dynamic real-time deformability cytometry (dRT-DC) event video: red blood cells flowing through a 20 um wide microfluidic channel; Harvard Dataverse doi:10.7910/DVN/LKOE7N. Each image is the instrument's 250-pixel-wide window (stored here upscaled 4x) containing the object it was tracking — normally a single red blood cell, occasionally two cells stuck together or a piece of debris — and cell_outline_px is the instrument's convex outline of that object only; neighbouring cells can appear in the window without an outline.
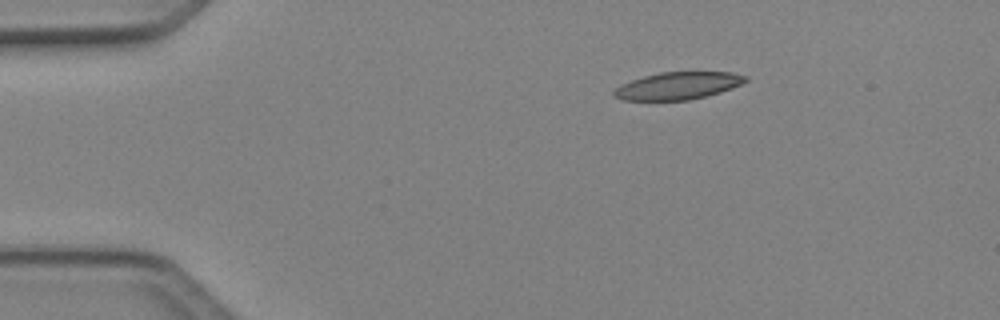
{"species": "Egyptian fruit bat (a non-hibernating species)", "species_latin": "Rousettus aegyptiacus", "temperature_condition": "cold", "stored_images_in_passage": 5, "camera_frame_rate_fps": 3000, "um_per_image_px": 0.085, "animal": {"sex": "female"}, "frame": {"image": 1, "passage_image": 1, "time_ms": 0.0, "image_size_px": [1000, 320], "cell_outline_px": [[748, 80], [732, 88], [720, 92], [688, 100], [620, 100], [612, 96], [612, 92], [620, 84], [644, 76], [660, 72], [732, 72], [748, 76]], "centroid_in_image_um": [57.6, 7.29], "position_along_channel_um": 27.4, "area_um2": 20.98}}
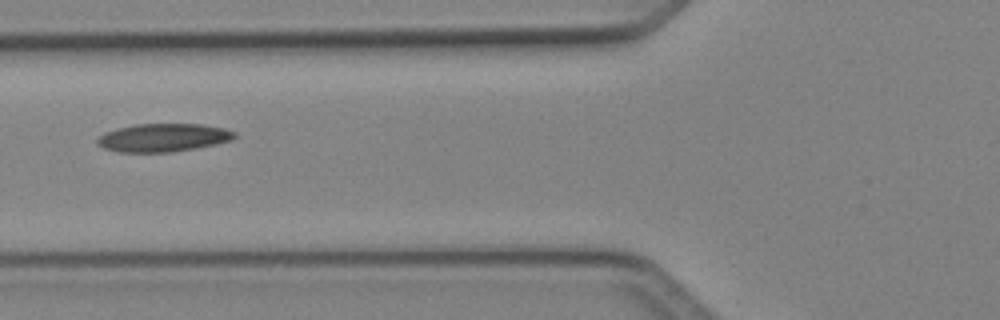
{"frame": {"image": 2, "passage_image": 4, "time_ms": 1.0, "image_size_px": [1000, 320], "cell_outline_px": [[236, 136], [232, 140], [216, 144], [196, 148], [172, 152], [120, 152], [104, 148], [96, 140], [104, 132], [116, 128], [136, 124], [200, 124], [224, 128], [236, 132]], "centroid_in_image_um": [13.89, 11.69], "position_along_channel_um": 111.9, "area_um2": 22.48}}
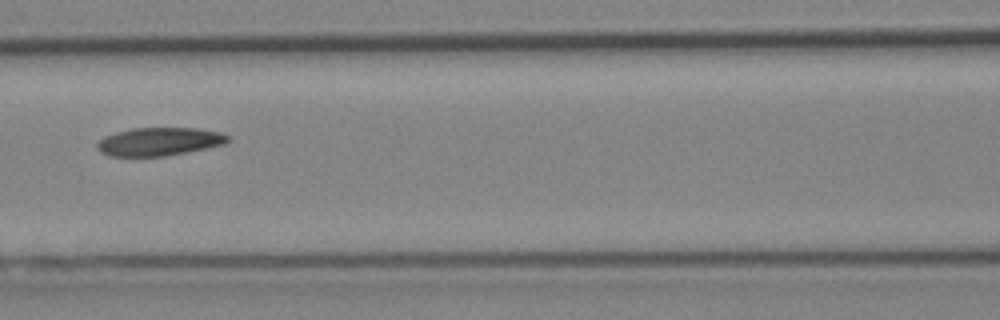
{"frame": {"image": 3, "passage_image": 5, "time_ms": 1.333, "image_size_px": [1000, 320], "cell_outline_px": [[232, 140], [224, 144], [164, 156], [108, 156], [100, 152], [96, 148], [96, 144], [104, 136], [116, 132], [132, 128], [200, 128], [220, 132], [228, 136]], "centroid_in_image_um": [13.51, 12.03], "position_along_channel_um": 153.1, "area_um2": 21.44}}